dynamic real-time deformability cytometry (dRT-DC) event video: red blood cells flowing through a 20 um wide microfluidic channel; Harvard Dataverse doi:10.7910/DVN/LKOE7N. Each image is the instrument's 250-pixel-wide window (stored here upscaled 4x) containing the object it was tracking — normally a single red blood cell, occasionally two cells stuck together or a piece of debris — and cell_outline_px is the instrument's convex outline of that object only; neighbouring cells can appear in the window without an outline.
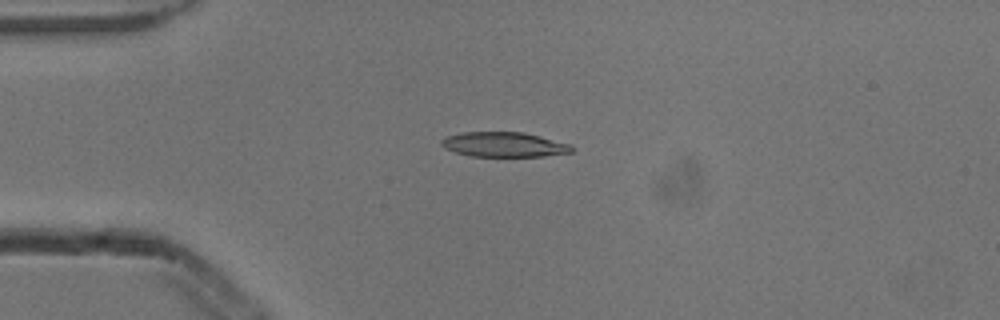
{"species": "common noctule bat (a hibernating species)", "species_latin": "Nyctalus noctula", "temperature_condition": "cold", "stored_images_in_passage": 8, "camera_frame_rate_fps": 3000, "um_per_image_px": 0.085, "animal": {"sex": "male", "body_mass_g": 13.3}, "frame": {"image": 1, "passage_image": 3, "time_ms": 0.667, "image_size_px": [1000, 320], "cell_outline_px": [[572, 152], [544, 156], [472, 156], [456, 152], [444, 148], [440, 144], [440, 140], [448, 136], [460, 132], [524, 132], [540, 136], [568, 144], [572, 148]], "centroid_in_image_um": [42.79, 12.28], "position_along_channel_um": 42.2, "area_um2": 18.67}}
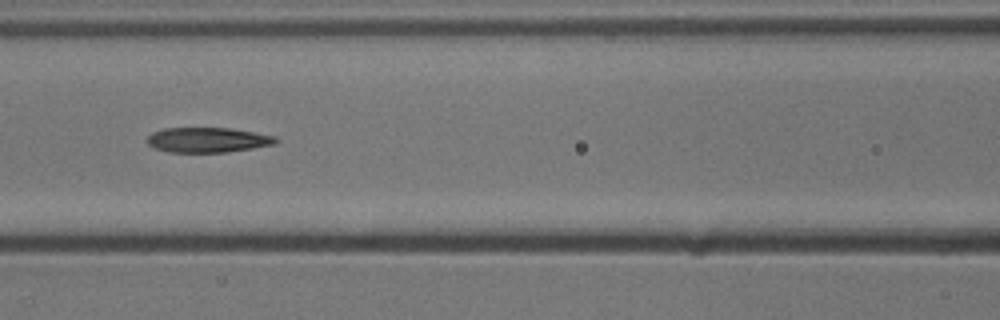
{"frame": {"image": 2, "passage_image": 6, "time_ms": 1.667, "image_size_px": [1000, 320], "cell_outline_px": [[280, 140], [276, 144], [228, 152], [168, 152], [156, 148], [148, 144], [144, 140], [152, 132], [164, 128], [228, 128], [276, 136]], "centroid_in_image_um": [17.65, 11.89], "position_along_channel_um": 149.0, "area_um2": 18.79}}
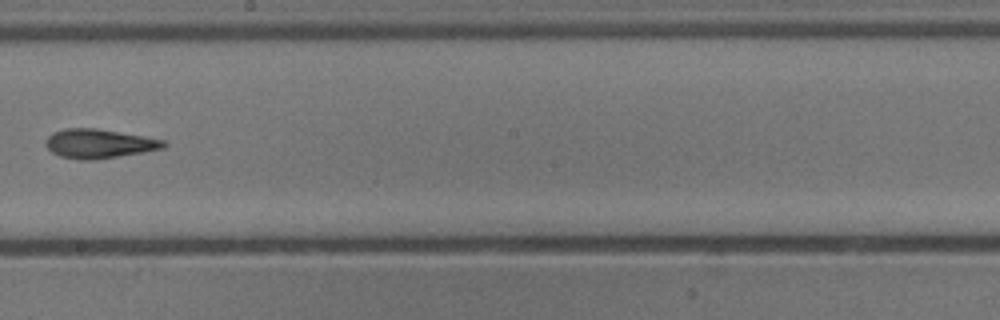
{"frame": {"image": 3, "passage_image": 8, "time_ms": 2.333, "image_size_px": [1000, 320], "cell_outline_px": [[168, 144], [164, 148], [144, 152], [96, 160], [80, 160], [60, 156], [52, 152], [44, 144], [44, 140], [52, 132], [64, 128], [96, 128], [144, 136], [164, 140]], "centroid_in_image_um": [8.4, 12.21], "position_along_channel_um": 239.8, "area_um2": 20.23}}